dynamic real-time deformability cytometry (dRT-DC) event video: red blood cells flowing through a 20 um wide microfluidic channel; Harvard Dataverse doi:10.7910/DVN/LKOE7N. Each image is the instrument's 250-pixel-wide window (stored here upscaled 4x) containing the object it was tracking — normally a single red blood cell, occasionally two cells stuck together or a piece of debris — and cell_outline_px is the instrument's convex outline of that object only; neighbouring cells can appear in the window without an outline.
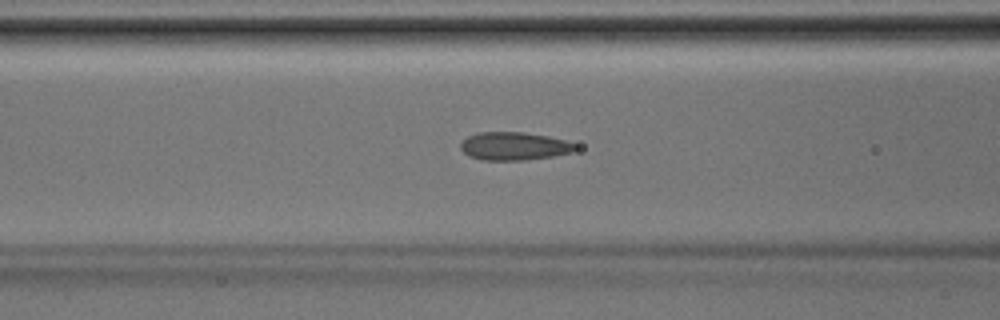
{"species": "Egyptian fruit bat (a non-hibernating species)", "species_latin": "Rousettus aegyptiacus", "temperature_condition": "room temperature", "stored_images_in_passage": 33, "camera_frame_rate_fps": 3000, "um_per_image_px": 0.085, "animal": {"sex": "male"}, "frame": {"image": 1, "passage_image": 14, "time_ms": 4.333, "image_size_px": [1000, 320], "cell_outline_px": [[580, 148], [572, 152], [552, 156], [524, 160], [480, 160], [468, 156], [460, 148], [460, 144], [468, 136], [480, 132], [524, 132], [548, 136], [564, 140], [576, 144]], "centroid_in_image_um": [43.7, 12.42], "position_along_channel_um": 122.9, "area_um2": 18.84}}
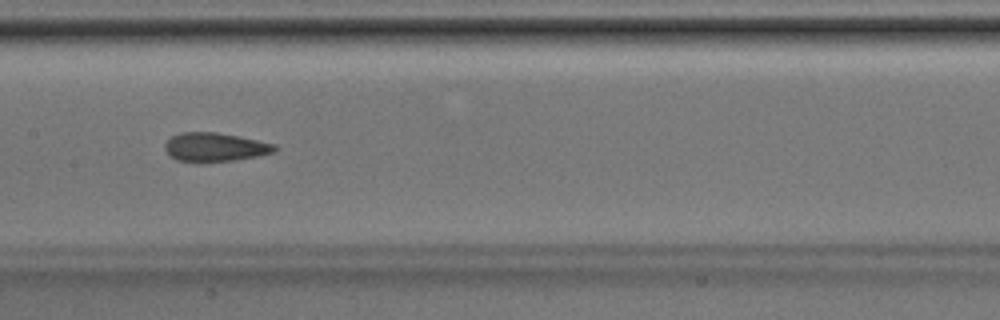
{"frame": {"image": 2, "passage_image": 18, "time_ms": 5.667, "image_size_px": [1000, 320], "cell_outline_px": [[280, 148], [276, 152], [260, 156], [236, 160], [204, 164], [200, 164], [176, 160], [164, 148], [164, 144], [172, 136], [180, 132], [216, 132], [240, 136], [276, 144]], "centroid_in_image_um": [18.32, 12.53], "position_along_channel_um": 189.1, "area_um2": 19.13}}
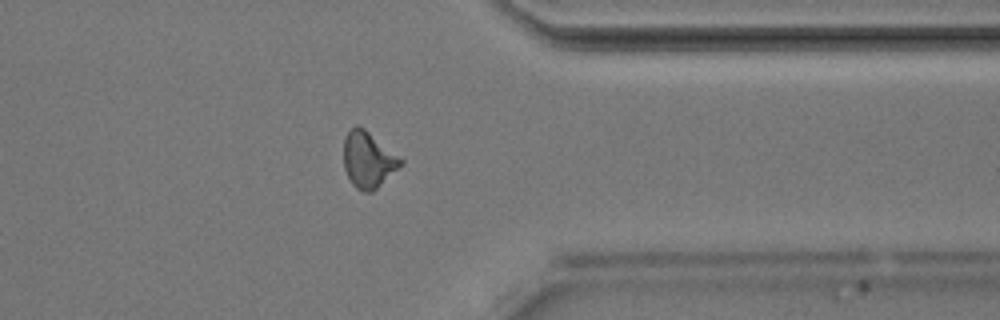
{"frame": {"image": 3, "passage_image": 30, "time_ms": 9.667, "image_size_px": [1000, 320], "cell_outline_px": [[404, 164], [372, 192], [364, 192], [356, 188], [352, 184], [344, 168], [344, 136], [356, 124], [364, 128], [404, 160]], "centroid_in_image_um": [31.3, 13.58], "position_along_channel_um": 380.1, "area_um2": 18.61}}